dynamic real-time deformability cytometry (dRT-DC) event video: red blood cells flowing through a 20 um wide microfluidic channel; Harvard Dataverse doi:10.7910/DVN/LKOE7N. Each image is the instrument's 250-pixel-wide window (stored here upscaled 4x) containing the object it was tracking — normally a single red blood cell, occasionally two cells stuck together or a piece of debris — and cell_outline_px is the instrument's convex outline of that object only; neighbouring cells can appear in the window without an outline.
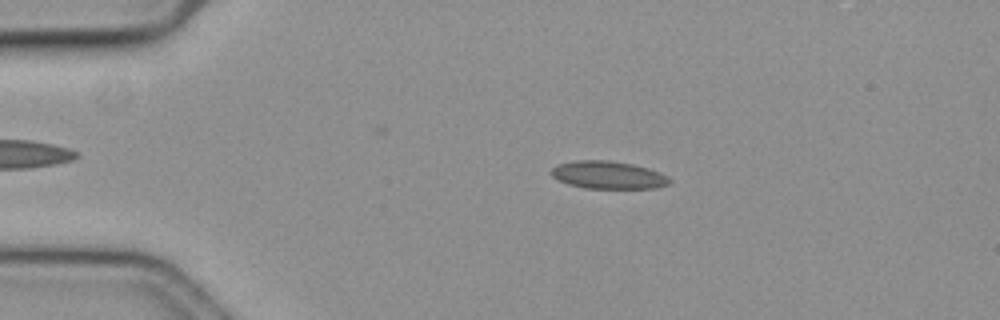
{"species": "common noctule bat (a hibernating species)", "species_latin": "Nyctalus noctula", "temperature_condition": "cold", "stored_images_in_passage": 34, "camera_frame_rate_fps": 3000, "um_per_image_px": 0.085, "animal": {"sex": "female", "body_mass_g": 19.3, "forearm_length_mm": 54.1}, "frame": {"image": 1, "passage_image": 11, "time_ms": 3.333, "image_size_px": [1000, 320], "cell_outline_px": [[672, 180], [668, 184], [656, 188], [584, 188], [568, 184], [552, 176], [552, 168], [560, 164], [576, 160], [608, 160], [632, 164], [648, 168]], "centroid_in_image_um": [51.68, 14.87], "position_along_channel_um": 33.3, "area_um2": 18.73}}
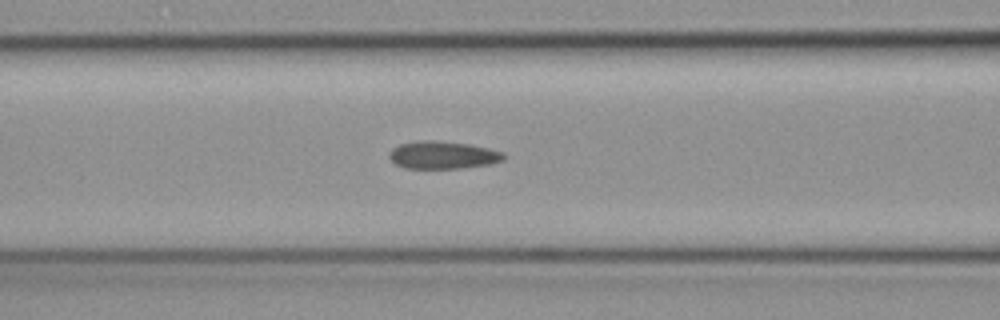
{"frame": {"image": 2, "passage_image": 23, "time_ms": 7.333, "image_size_px": [1000, 320], "cell_outline_px": [[504, 160], [492, 164], [464, 168], [404, 168], [396, 164], [388, 156], [388, 152], [392, 148], [400, 144], [420, 140], [432, 140], [468, 144], [488, 148], [504, 152]], "centroid_in_image_um": [37.64, 13.18], "position_along_channel_um": 129.0, "area_um2": 18.5}}
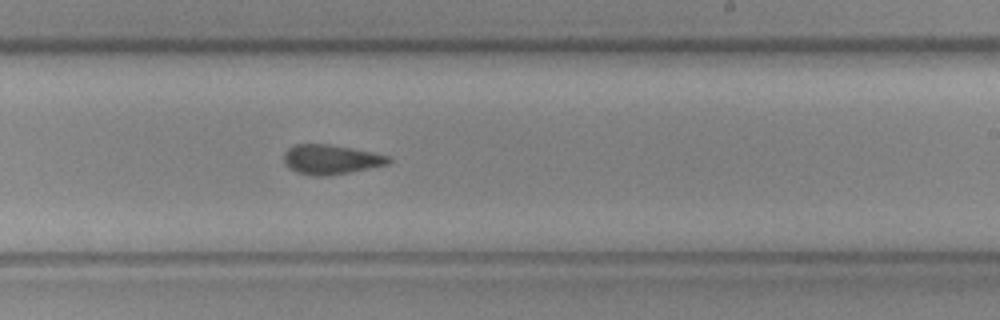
{"frame": {"image": 3, "passage_image": 34, "time_ms": 11.0, "image_size_px": [1000, 320], "cell_outline_px": [[392, 160], [388, 164], [328, 176], [312, 176], [296, 172], [288, 168], [284, 164], [284, 152], [288, 148], [296, 144], [328, 144], [388, 156]], "centroid_in_image_um": [28.04, 13.57], "position_along_channel_um": 261.0, "area_um2": 17.8}}